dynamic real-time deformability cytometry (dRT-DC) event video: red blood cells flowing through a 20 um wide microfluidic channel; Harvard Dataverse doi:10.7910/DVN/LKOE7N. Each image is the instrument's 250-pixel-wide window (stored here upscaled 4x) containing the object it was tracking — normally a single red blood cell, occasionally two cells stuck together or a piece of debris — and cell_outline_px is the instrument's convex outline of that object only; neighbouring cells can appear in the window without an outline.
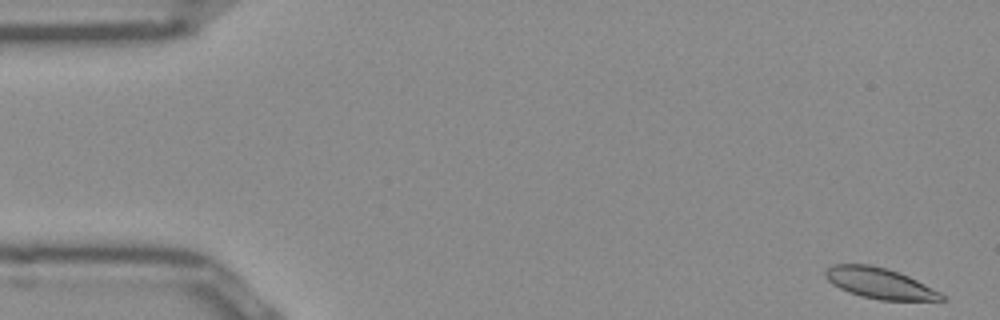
{"species": "Egyptian fruit bat (a non-hibernating species)", "species_latin": "Rousettus aegyptiacus", "temperature_condition": "room temperature", "stored_images_in_passage": 10, "camera_frame_rate_fps": 3000, "um_per_image_px": 0.085, "frame": {"image": 1, "passage_image": 1, "time_ms": 0.0, "image_size_px": [1000, 320], "cell_outline_px": [[944, 300], [880, 300], [860, 296], [848, 292], [832, 284], [824, 276], [824, 272], [832, 264], [872, 264], [888, 268], [900, 272], [940, 292], [944, 296]], "centroid_in_image_um": [74.73, 24.06], "position_along_channel_um": 10.3, "area_um2": 20.81}}